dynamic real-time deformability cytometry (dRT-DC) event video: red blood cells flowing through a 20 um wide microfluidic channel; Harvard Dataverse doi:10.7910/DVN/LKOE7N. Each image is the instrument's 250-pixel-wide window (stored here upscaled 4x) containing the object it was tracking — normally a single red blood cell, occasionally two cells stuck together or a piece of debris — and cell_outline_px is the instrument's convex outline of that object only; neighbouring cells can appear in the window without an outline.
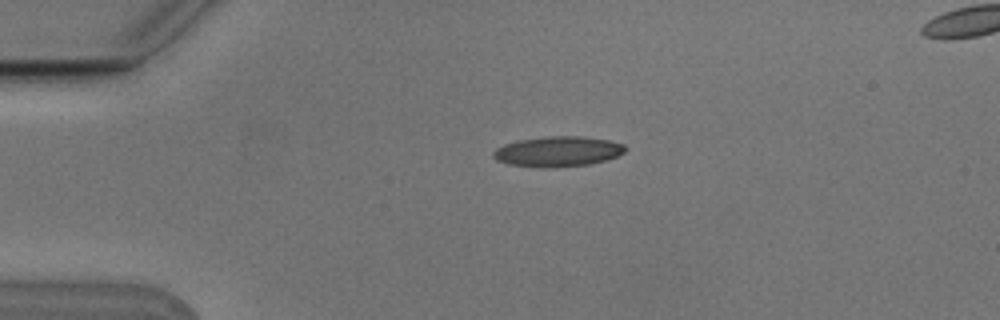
{"species": "Egyptian fruit bat (a non-hibernating species)", "species_latin": "Rousettus aegyptiacus", "temperature_condition": "cold", "stored_images_in_passage": 3, "camera_frame_rate_fps": 3000, "um_per_image_px": 0.085, "animal": {"sex": "male"}, "frame": {"image": 1, "passage_image": 1, "time_ms": 0.0, "image_size_px": [1000, 320], "cell_outline_px": [[628, 148], [624, 152], [616, 156], [604, 160], [588, 164], [552, 168], [540, 168], [508, 164], [496, 160], [492, 156], [492, 152], [496, 148], [504, 144], [516, 140], [544, 136], [580, 136], [608, 140], [624, 144]], "centroid_in_image_um": [47.37, 12.87], "position_along_channel_um": 37.6, "area_um2": 23.47}}